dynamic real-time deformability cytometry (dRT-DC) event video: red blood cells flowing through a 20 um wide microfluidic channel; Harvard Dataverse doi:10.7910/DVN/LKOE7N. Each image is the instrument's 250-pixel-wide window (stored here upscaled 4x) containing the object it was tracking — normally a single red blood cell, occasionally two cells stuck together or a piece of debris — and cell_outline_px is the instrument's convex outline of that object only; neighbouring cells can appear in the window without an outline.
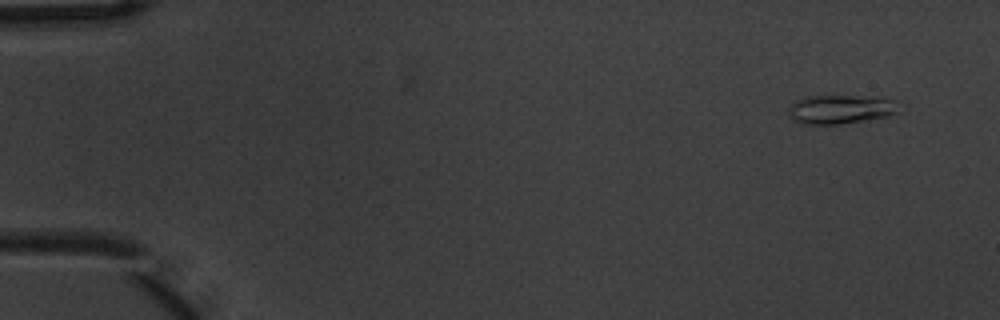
{"species": "common noctule bat (a hibernating species)", "species_latin": "Nyctalus noctula", "temperature_condition": "warm", "stored_images_in_passage": 6, "camera_frame_rate_fps": 3000, "um_per_image_px": 0.085, "animal": {"sex": "male", "body_mass_g": 20.1, "forearm_length_mm": 53.5}, "frame": {"image": 1, "passage_image": 1, "time_ms": 0.0, "image_size_px": [1000, 320], "cell_outline_px": [[896, 112], [888, 116], [840, 124], [800, 124], [792, 120], [788, 116], [788, 108], [796, 100], [804, 96], [884, 96], [896, 100]], "centroid_in_image_um": [71.41, 9.28], "position_along_channel_um": 13.6, "area_um2": 18.84}}
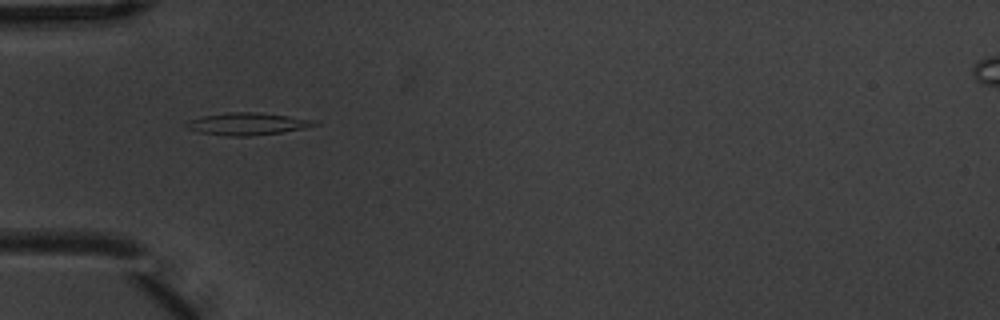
{"frame": {"image": 2, "passage_image": 5, "time_ms": 1.333, "image_size_px": [1000, 320], "cell_outline_px": [[320, 124], [304, 128], [280, 132], [248, 136], [228, 136], [200, 132], [184, 128], [180, 124], [188, 120], [204, 116], [228, 112], [256, 112], [288, 116], [316, 120]], "centroid_in_image_um": [20.96, 10.52], "position_along_channel_um": 64.0, "area_um2": 16.65}}